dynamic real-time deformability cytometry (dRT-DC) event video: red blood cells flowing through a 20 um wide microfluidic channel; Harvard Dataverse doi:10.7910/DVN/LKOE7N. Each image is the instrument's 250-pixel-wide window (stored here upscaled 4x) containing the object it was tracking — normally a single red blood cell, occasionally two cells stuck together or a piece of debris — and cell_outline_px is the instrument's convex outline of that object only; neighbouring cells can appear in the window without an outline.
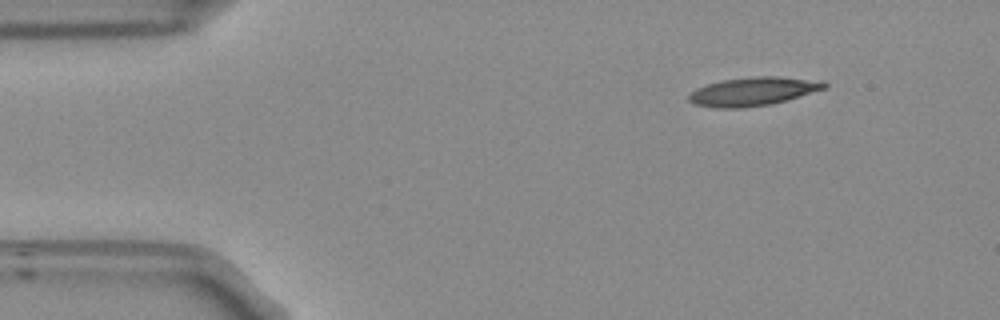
{"species": "Egyptian fruit bat (a non-hibernating species)", "species_latin": "Rousettus aegyptiacus", "temperature_condition": "room temperature", "stored_images_in_passage": 48, "camera_frame_rate_fps": 3000, "um_per_image_px": 0.085, "frame": {"image": 1, "passage_image": 1, "time_ms": 0.0, "image_size_px": [1000, 320], "cell_outline_px": [[828, 84], [824, 88], [772, 104], [740, 108], [716, 108], [696, 104], [688, 100], [688, 96], [696, 88], [720, 80], [756, 76], [780, 76]], "centroid_in_image_um": [63.89, 7.78], "position_along_channel_um": 21.1, "area_um2": 21.91}}
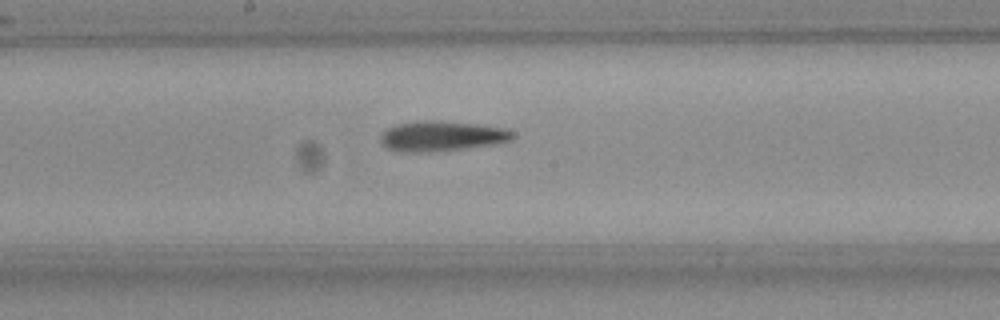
{"frame": {"image": 2, "passage_image": 22, "time_ms": 7.0, "image_size_px": [1000, 320], "cell_outline_px": [[516, 136], [512, 140], [460, 148], [416, 152], [412, 152], [388, 148], [380, 140], [380, 136], [388, 128], [396, 124], [416, 120], [440, 120], [476, 124], [504, 128], [512, 132]], "centroid_in_image_um": [37.52, 11.52], "position_along_channel_um": 210.7, "area_um2": 22.54}}
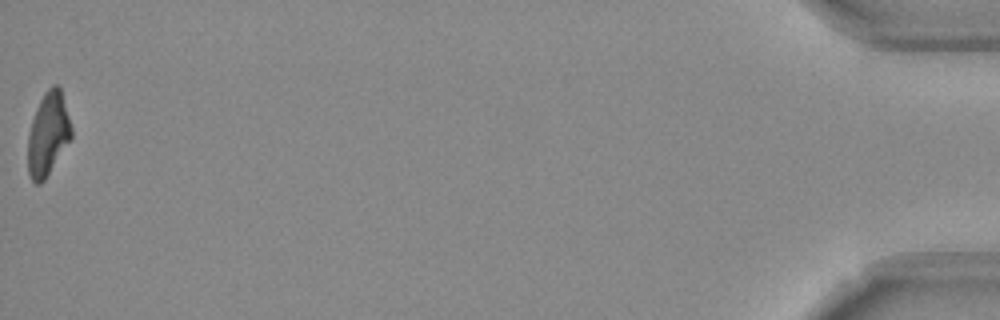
{"frame": {"image": 3, "passage_image": 48, "time_ms": 15.667, "image_size_px": [1000, 320], "cell_outline_px": [[72, 136], [44, 180], [40, 184], [36, 184], [32, 180], [28, 172], [28, 136], [32, 120], [36, 108], [44, 92], [52, 84], [56, 84], [60, 88], [72, 128]], "centroid_in_image_um": [4.07, 11.37], "position_along_channel_um": 431.1, "area_um2": 20.75}, "authors_computed_cell_mechanics": {"area_um2": 21.9929, "velocity_mm_per_s": 3.7546, "shape_relaxation_time_tau1_ms": null, "shape_relaxation_time_tau2_ms": 9.4328, "deformation_change_tau1": null, "deformation_change_tau2": 0.2402}}